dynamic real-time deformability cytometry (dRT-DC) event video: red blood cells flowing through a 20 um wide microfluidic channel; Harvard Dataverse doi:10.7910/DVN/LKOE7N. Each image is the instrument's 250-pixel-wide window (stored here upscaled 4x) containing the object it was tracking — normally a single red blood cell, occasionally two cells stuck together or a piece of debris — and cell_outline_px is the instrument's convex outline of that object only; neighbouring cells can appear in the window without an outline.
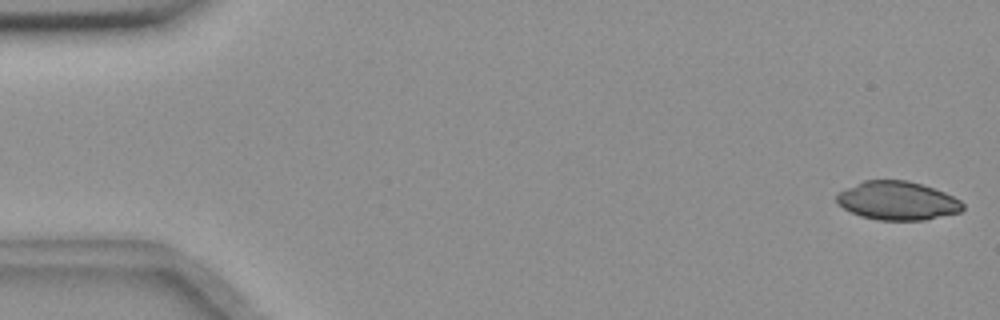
{"species": "common noctule bat (a hibernating species)", "species_latin": "Nyctalus noctula", "temperature_condition": "room temperature", "stored_images_in_passage": 15, "camera_frame_rate_fps": 3000, "um_per_image_px": 0.085, "animal": {"sex": "female", "body_mass_g": 18.4}, "frame": {"image": 1, "passage_image": 1, "time_ms": 0.0, "image_size_px": [1000, 320], "cell_outline_px": [[964, 208], [960, 212], [924, 220], [880, 220], [860, 216], [844, 208], [836, 200], [836, 196], [840, 192], [864, 180], [908, 180], [944, 192], [960, 200], [964, 204]], "centroid_in_image_um": [76.3, 17.06], "position_along_channel_um": 8.7, "area_um2": 28.03}}
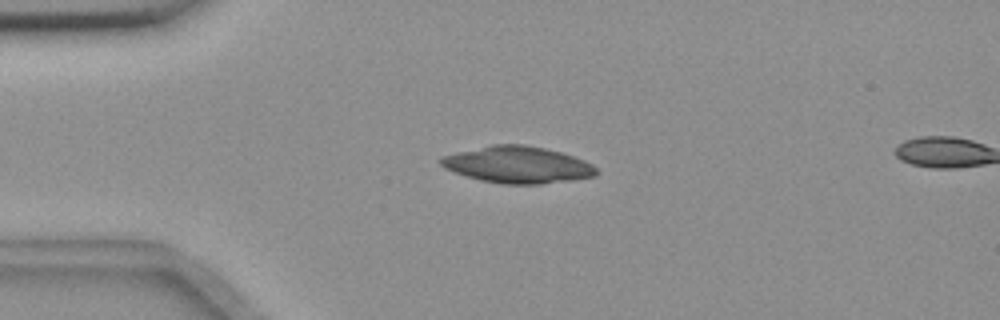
{"frame": {"image": 2, "passage_image": 13, "time_ms": 4.0, "image_size_px": [1000, 320], "cell_outline_px": [[600, 172], [596, 176], [540, 184], [500, 184], [480, 180], [444, 168], [440, 164], [440, 160], [444, 156], [456, 152], [492, 144], [524, 144], [544, 148], [560, 152], [584, 160], [592, 164]], "centroid_in_image_um": [44.01, 14.0], "position_along_channel_um": 41.0, "area_um2": 33.12}}